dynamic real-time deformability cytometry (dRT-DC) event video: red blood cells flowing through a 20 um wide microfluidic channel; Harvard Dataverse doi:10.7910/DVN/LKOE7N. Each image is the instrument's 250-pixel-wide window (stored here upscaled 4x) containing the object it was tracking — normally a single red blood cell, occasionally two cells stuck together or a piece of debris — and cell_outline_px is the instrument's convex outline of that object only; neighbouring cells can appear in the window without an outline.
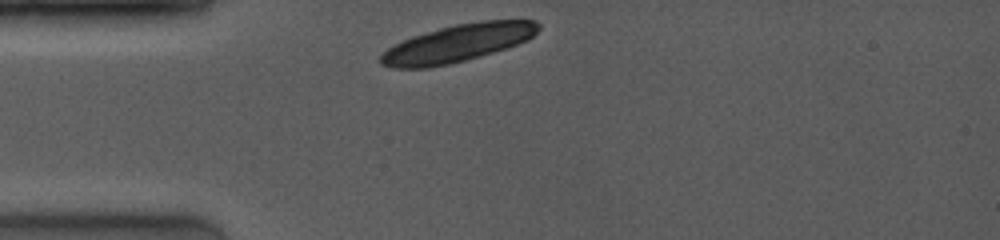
{"species": "common noctule bat (a hibernating species)", "species_latin": "Nyctalus noctula", "temperature_condition": "room temperature", "stored_images_in_passage": 2, "camera_frame_rate_fps": 4000, "um_per_image_px": 0.085, "animal": {"sex": "female", "body_mass_g": 19.0, "forearm_length_mm": 53.3}, "frame": {"image": 1, "passage_image": 1, "time_ms": 0.0, "image_size_px": [1000, 240], "cell_outline_px": [[540, 28], [528, 40], [508, 48], [480, 56], [448, 64], [428, 68], [392, 68], [380, 64], [376, 60], [388, 48], [412, 36], [440, 28], [456, 24], [484, 20], [536, 20], [540, 24]], "centroid_in_image_um": [38.91, 3.68], "position_along_channel_um": 46.1, "area_um2": 34.39}}